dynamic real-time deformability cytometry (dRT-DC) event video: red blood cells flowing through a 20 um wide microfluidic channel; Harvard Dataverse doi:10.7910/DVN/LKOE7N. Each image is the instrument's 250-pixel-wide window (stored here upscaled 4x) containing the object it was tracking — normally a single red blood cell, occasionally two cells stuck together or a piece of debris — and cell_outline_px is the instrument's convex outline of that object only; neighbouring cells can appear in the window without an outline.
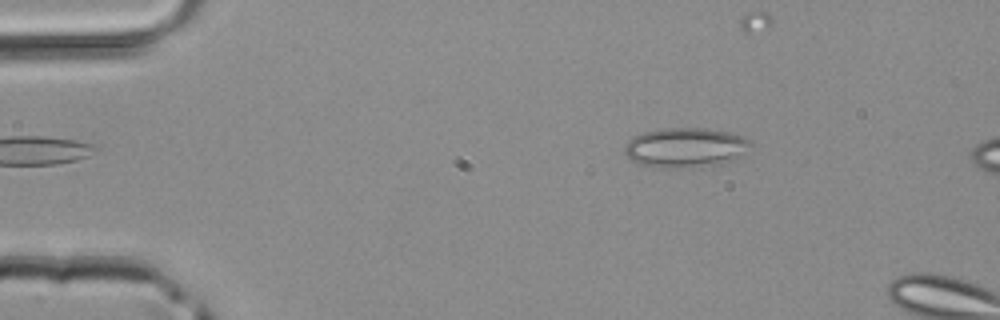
{"species": "common noctule bat (a hibernating species)", "species_latin": "Nyctalus noctula", "temperature_condition": "room temperature", "stored_images_in_passage": 2, "camera_frame_rate_fps": 3000, "um_per_image_px": 0.085, "animal": {"sex": "male", "body_mass_g": 20.4}, "frame": {"image": 1, "passage_image": 1, "time_ms": 0.0, "image_size_px": [1000, 320], "cell_outline_px": [[752, 144], [732, 160], [680, 168], [660, 168], [640, 164], [632, 160], [624, 152], [624, 148], [636, 136], [644, 132], [664, 128], [700, 128], [728, 132], [744, 136], [752, 140]], "centroid_in_image_um": [58.24, 12.52], "position_along_channel_um": 26.8, "area_um2": 28.32}}